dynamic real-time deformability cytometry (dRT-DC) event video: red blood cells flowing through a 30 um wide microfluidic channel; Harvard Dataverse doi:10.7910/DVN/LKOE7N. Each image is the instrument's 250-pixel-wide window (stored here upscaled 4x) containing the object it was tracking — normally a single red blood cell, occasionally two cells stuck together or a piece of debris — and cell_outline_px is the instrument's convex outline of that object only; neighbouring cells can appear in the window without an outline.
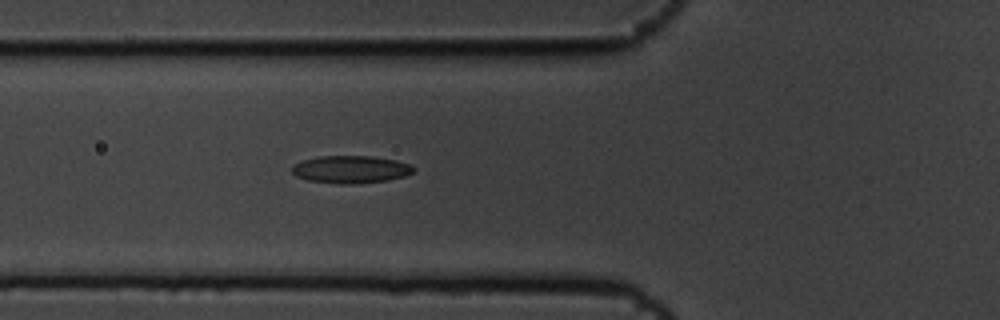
{"species": "common noctule bat (a hibernating species)", "species_latin": "Nyctalus noctula", "temperature_condition": "cold", "stored_images_in_passage": 6, "camera_frame_rate_fps": 3000, "um_per_image_px": 0.085, "animal": {"sex": "male", "body_mass_g": 19.5, "forearm_length_mm": 54.6}, "frame": {"image": 1, "passage_image": 6, "time_ms": 1.667, "image_size_px": [1000, 320], "cell_outline_px": [[416, 168], [412, 172], [404, 176], [388, 180], [352, 184], [340, 184], [308, 180], [296, 176], [292, 172], [292, 164], [304, 160], [320, 156], [372, 156], [396, 160], [408, 164]], "centroid_in_image_um": [29.8, 14.4], "position_along_channel_um": 96.0, "area_um2": 19.42}}